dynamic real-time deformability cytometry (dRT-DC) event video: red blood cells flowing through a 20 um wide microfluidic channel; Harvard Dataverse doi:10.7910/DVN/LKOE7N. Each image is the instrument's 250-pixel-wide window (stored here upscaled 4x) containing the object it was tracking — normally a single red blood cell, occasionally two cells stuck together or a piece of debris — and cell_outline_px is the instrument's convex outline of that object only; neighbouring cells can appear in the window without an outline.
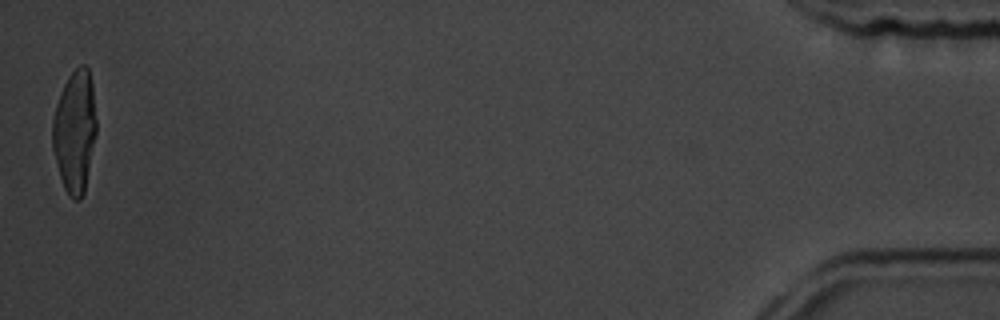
{"species": "common noctule bat (a hibernating species)", "species_latin": "Nyctalus noctula", "temperature_condition": "room temperature", "stored_images_in_passage": 62, "camera_frame_rate_fps": 3000, "um_per_image_px": 0.085, "animal": {"sex": "male", "body_mass_g": 19.5, "forearm_length_mm": 54.6}, "frame": {"image": 1, "passage_image": 62, "time_ms": 20.333, "image_size_px": [1000, 320], "cell_outline_px": [[96, 132], [84, 192], [80, 200], [76, 200], [68, 196], [64, 188], [60, 176], [52, 148], [52, 120], [56, 104], [60, 92], [68, 76], [80, 64], [84, 64], [88, 68], [92, 84], [96, 120]], "centroid_in_image_um": [6.34, 11.15], "position_along_channel_um": 428.9, "area_um2": 31.21}}